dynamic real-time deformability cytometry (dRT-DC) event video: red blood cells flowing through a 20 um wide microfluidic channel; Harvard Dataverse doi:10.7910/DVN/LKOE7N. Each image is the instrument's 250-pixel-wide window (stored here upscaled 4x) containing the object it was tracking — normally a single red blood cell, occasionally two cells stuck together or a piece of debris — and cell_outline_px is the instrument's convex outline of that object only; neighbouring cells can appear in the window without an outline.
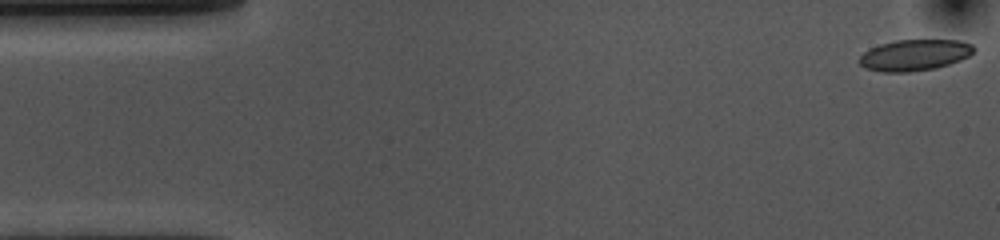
{"species": "common noctule bat (a hibernating species)", "species_latin": "Nyctalus noctula", "temperature_condition": "cold", "stored_images_in_passage": 54, "camera_frame_rate_fps": 3000, "um_per_image_px": 0.085, "animal": {"sex": "female", "body_mass_g": 10.0, "forearm_length_mm": 53.1}, "frame": {"image": 1, "passage_image": 1, "time_ms": 0.0, "image_size_px": [1000, 240], "cell_outline_px": [[976, 48], [968, 56], [960, 60], [936, 68], [908, 72], [880, 72], [864, 68], [860, 64], [860, 56], [868, 48], [880, 44], [896, 40], [960, 40], [972, 44]], "centroid_in_image_um": [77.72, 4.68], "position_along_channel_um": 7.3, "area_um2": 20.87}}
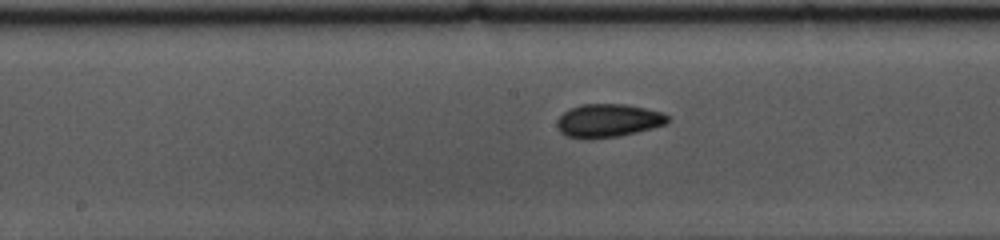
{"frame": {"image": 2, "passage_image": 26, "time_ms": 8.333, "image_size_px": [1000, 240], "cell_outline_px": [[672, 120], [664, 124], [652, 128], [620, 136], [592, 140], [588, 140], [568, 136], [560, 132], [556, 124], [556, 120], [564, 112], [580, 104], [624, 104], [664, 112]], "centroid_in_image_um": [51.69, 10.26], "position_along_channel_um": 196.5, "area_um2": 21.68}}
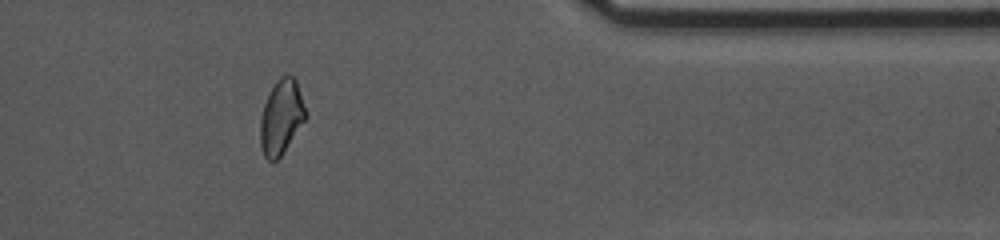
{"frame": {"image": 3, "passage_image": 44, "time_ms": 14.333, "image_size_px": [1000, 240], "cell_outline_px": [[304, 120], [280, 156], [276, 160], [268, 160], [264, 156], [260, 148], [260, 116], [264, 104], [276, 80], [280, 76], [288, 72], [296, 80], [304, 108]], "centroid_in_image_um": [23.86, 9.93], "position_along_channel_um": 387.5, "area_um2": 19.19}, "authors_computed_cell_mechanics": {"area_um2": 20.9814, "velocity_mm_per_s": 3.6093, "shape_relaxation_time_tau1_ms": 6.0136, "shape_relaxation_time_tau2_ms": 4.4952, "deformation_change_tau1": 0.116, "deformation_change_tau2": 0.0843}}